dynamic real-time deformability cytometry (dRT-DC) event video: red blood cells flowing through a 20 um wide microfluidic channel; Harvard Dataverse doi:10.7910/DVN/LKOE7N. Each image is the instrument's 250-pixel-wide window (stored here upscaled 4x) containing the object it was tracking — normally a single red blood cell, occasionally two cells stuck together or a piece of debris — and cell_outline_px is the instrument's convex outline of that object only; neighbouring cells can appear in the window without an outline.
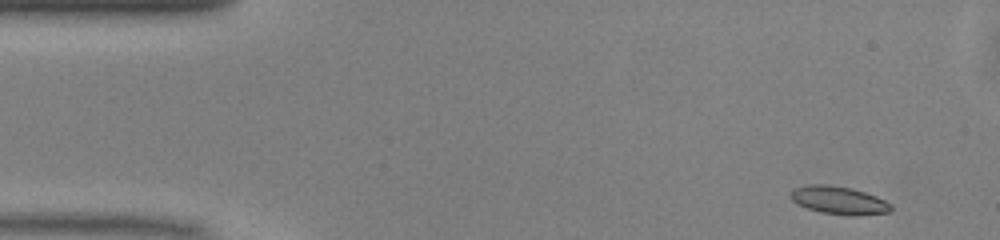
{"species": "common noctule bat (a hibernating species)", "species_latin": "Nyctalus noctula", "temperature_condition": "warm", "stored_images_in_passage": 47, "camera_frame_rate_fps": 3000, "um_per_image_px": 0.085, "animal": {"sex": "male", "body_mass_g": 13.0, "forearm_length_mm": 53.1}, "frame": {"image": 1, "passage_image": 1, "time_ms": 0.0, "image_size_px": [1000, 240], "cell_outline_px": [[892, 208], [888, 212], [856, 216], [852, 216], [820, 212], [796, 204], [788, 196], [792, 188], [808, 184], [828, 184], [852, 188], [876, 196], [892, 204]], "centroid_in_image_um": [71.25, 17.01], "position_along_channel_um": 13.7, "area_um2": 16.59}}
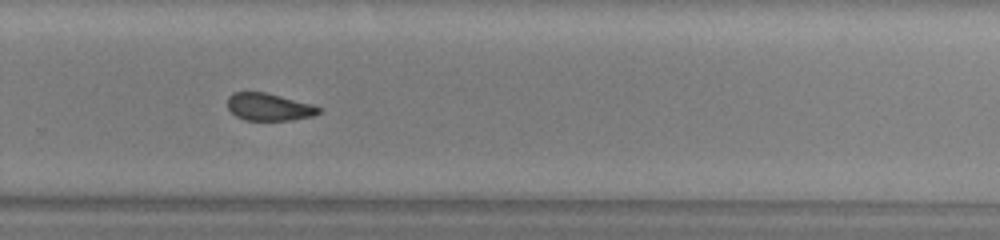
{"frame": {"image": 2, "passage_image": 30, "time_ms": 9.667, "image_size_px": [1000, 240], "cell_outline_px": [[324, 108], [320, 112], [312, 116], [292, 120], [244, 120], [236, 116], [228, 108], [228, 96], [232, 92], [264, 92], [312, 104]], "centroid_in_image_um": [22.87, 9.09], "position_along_channel_um": 306.9, "area_um2": 14.57}}
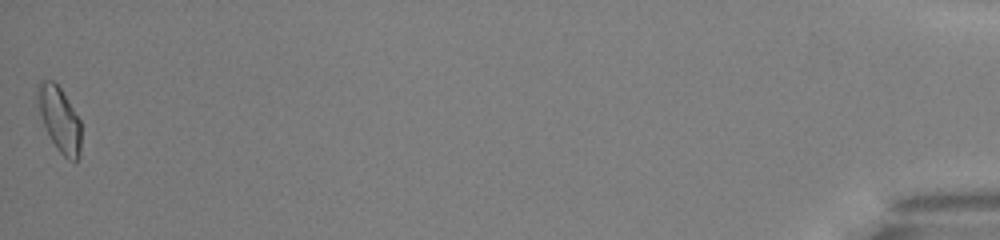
{"frame": {"image": 3, "passage_image": 47, "time_ms": 15.333, "image_size_px": [1000, 240], "cell_outline_px": [[80, 156], [76, 160], [68, 160], [56, 148], [44, 124], [40, 112], [36, 88], [44, 80], [52, 80], [60, 88], [80, 120]], "centroid_in_image_um": [5.07, 10.15], "position_along_channel_um": 430.1, "area_um2": 15.9}, "authors_computed_cell_mechanics": {"area_um2": 15.7794, "velocity_mm_per_s": 4.083, "shape_relaxation_time_tau1_ms": 7.1972, "shape_relaxation_time_tau2_ms": 2.808, "deformation_change_tau1": 0.1668, "deformation_change_tau2": 0.0853}}